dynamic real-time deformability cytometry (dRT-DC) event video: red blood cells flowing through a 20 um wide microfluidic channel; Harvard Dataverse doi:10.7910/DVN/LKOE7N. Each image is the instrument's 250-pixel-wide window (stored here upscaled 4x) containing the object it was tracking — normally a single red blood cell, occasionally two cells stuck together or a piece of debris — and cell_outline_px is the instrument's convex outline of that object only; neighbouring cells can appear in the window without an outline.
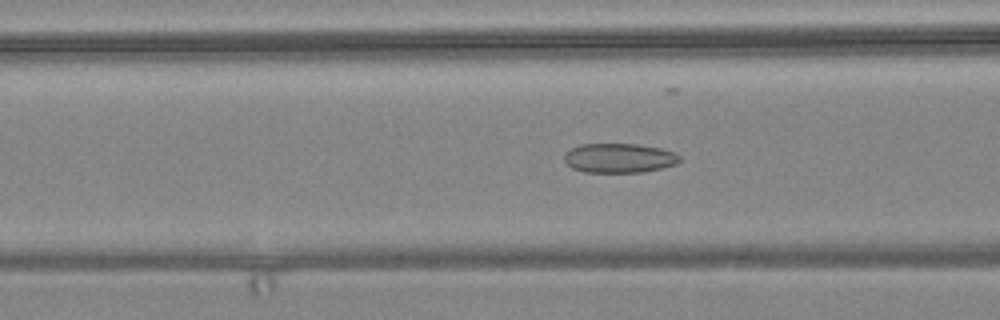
{"species": "common noctule bat (a hibernating species)", "species_latin": "Nyctalus noctula", "temperature_condition": "warm", "stored_images_in_passage": 56, "camera_frame_rate_fps": 3000, "um_per_image_px": 0.085, "animal": {"sex": "female", "body_mass_g": 24.6, "forearm_length_mm": 56.2}, "frame": {"image": 1, "passage_image": 21, "time_ms": 6.667, "image_size_px": [1000, 320], "cell_outline_px": [[680, 160], [676, 164], [644, 172], [584, 172], [572, 168], [564, 160], [564, 156], [572, 148], [580, 144], [636, 144], [660, 148], [672, 152], [680, 156]], "centroid_in_image_um": [52.62, 13.44], "position_along_channel_um": 114.0, "area_um2": 19.59}}
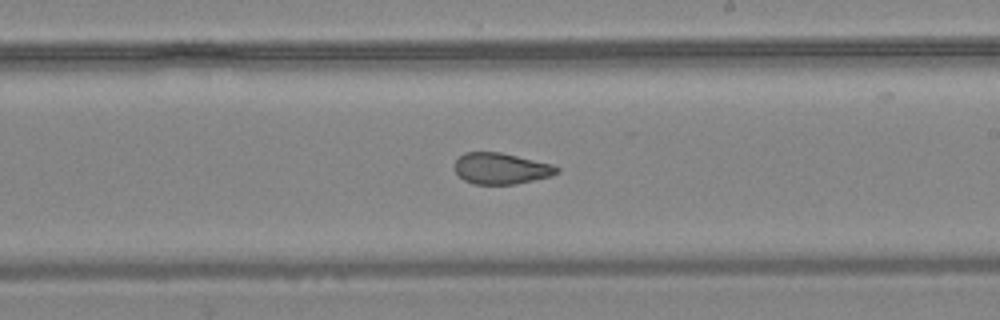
{"frame": {"image": 2, "passage_image": 32, "time_ms": 10.333, "image_size_px": [1000, 320], "cell_outline_px": [[560, 172], [552, 176], [516, 184], [472, 184], [464, 180], [456, 172], [456, 160], [464, 152], [500, 152], [552, 164], [560, 168]], "centroid_in_image_um": [42.62, 14.33], "position_along_channel_um": 246.4, "area_um2": 18.55}}
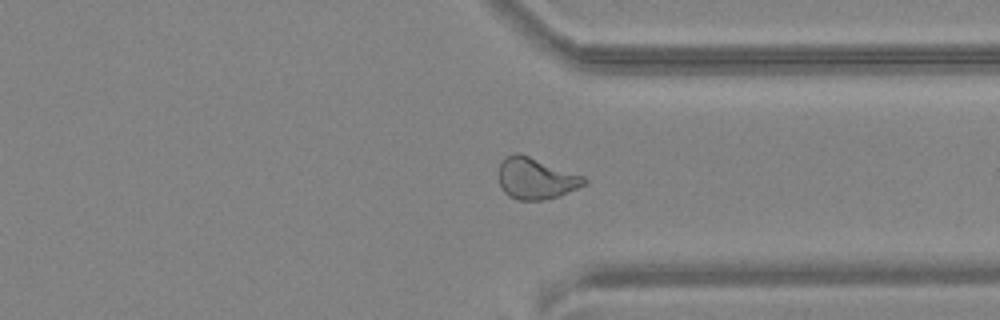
{"frame": {"image": 3, "passage_image": 42, "time_ms": 13.667, "image_size_px": [1000, 320], "cell_outline_px": [[588, 184], [560, 196], [544, 200], [516, 200], [508, 196], [504, 192], [500, 184], [496, 172], [504, 156], [516, 152], [520, 152], [584, 176], [588, 180]], "centroid_in_image_um": [45.53, 15.16], "position_along_channel_um": 365.9, "area_um2": 21.21}, "authors_computed_cell_mechanics": {"area_um2": 21.3282, "velocity_mm_per_s": 3.6058, "shape_relaxation_time_tau1_ms": null, "shape_relaxation_time_tau2_ms": 1.8176, "deformation_change_tau1": null, "deformation_change_tau2": 0.0824}}